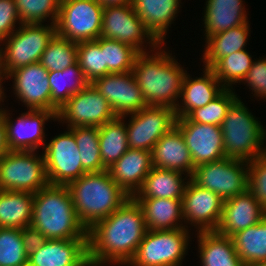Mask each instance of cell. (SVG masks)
<instances>
[{
  "label": "cell",
  "instance_id": "36",
  "mask_svg": "<svg viewBox=\"0 0 266 266\" xmlns=\"http://www.w3.org/2000/svg\"><path fill=\"white\" fill-rule=\"evenodd\" d=\"M73 134L80 151L82 167L87 173L106 170L100 157L99 128L73 127L67 128Z\"/></svg>",
  "mask_w": 266,
  "mask_h": 266
},
{
  "label": "cell",
  "instance_id": "21",
  "mask_svg": "<svg viewBox=\"0 0 266 266\" xmlns=\"http://www.w3.org/2000/svg\"><path fill=\"white\" fill-rule=\"evenodd\" d=\"M266 216V209L247 189L223 203L222 216L217 232L232 237L234 234L259 223Z\"/></svg>",
  "mask_w": 266,
  "mask_h": 266
},
{
  "label": "cell",
  "instance_id": "26",
  "mask_svg": "<svg viewBox=\"0 0 266 266\" xmlns=\"http://www.w3.org/2000/svg\"><path fill=\"white\" fill-rule=\"evenodd\" d=\"M204 8L205 40L249 22L243 0H207Z\"/></svg>",
  "mask_w": 266,
  "mask_h": 266
},
{
  "label": "cell",
  "instance_id": "33",
  "mask_svg": "<svg viewBox=\"0 0 266 266\" xmlns=\"http://www.w3.org/2000/svg\"><path fill=\"white\" fill-rule=\"evenodd\" d=\"M99 128L100 157L107 170L129 149L124 117L117 116Z\"/></svg>",
  "mask_w": 266,
  "mask_h": 266
},
{
  "label": "cell",
  "instance_id": "19",
  "mask_svg": "<svg viewBox=\"0 0 266 266\" xmlns=\"http://www.w3.org/2000/svg\"><path fill=\"white\" fill-rule=\"evenodd\" d=\"M6 79H13V93L27 109L51 111V90L48 70L40 62L11 71Z\"/></svg>",
  "mask_w": 266,
  "mask_h": 266
},
{
  "label": "cell",
  "instance_id": "1",
  "mask_svg": "<svg viewBox=\"0 0 266 266\" xmlns=\"http://www.w3.org/2000/svg\"><path fill=\"white\" fill-rule=\"evenodd\" d=\"M146 231L142 209L131 197L87 230V256L94 265L127 266Z\"/></svg>",
  "mask_w": 266,
  "mask_h": 266
},
{
  "label": "cell",
  "instance_id": "9",
  "mask_svg": "<svg viewBox=\"0 0 266 266\" xmlns=\"http://www.w3.org/2000/svg\"><path fill=\"white\" fill-rule=\"evenodd\" d=\"M103 9L97 0H61L56 34L77 43L97 40L101 35Z\"/></svg>",
  "mask_w": 266,
  "mask_h": 266
},
{
  "label": "cell",
  "instance_id": "40",
  "mask_svg": "<svg viewBox=\"0 0 266 266\" xmlns=\"http://www.w3.org/2000/svg\"><path fill=\"white\" fill-rule=\"evenodd\" d=\"M77 59L89 83L98 77L110 73L107 67L104 66V51H101V37L94 41L78 42Z\"/></svg>",
  "mask_w": 266,
  "mask_h": 266
},
{
  "label": "cell",
  "instance_id": "17",
  "mask_svg": "<svg viewBox=\"0 0 266 266\" xmlns=\"http://www.w3.org/2000/svg\"><path fill=\"white\" fill-rule=\"evenodd\" d=\"M91 84L107 100L117 116L138 112L148 106L132 71L109 73Z\"/></svg>",
  "mask_w": 266,
  "mask_h": 266
},
{
  "label": "cell",
  "instance_id": "14",
  "mask_svg": "<svg viewBox=\"0 0 266 266\" xmlns=\"http://www.w3.org/2000/svg\"><path fill=\"white\" fill-rule=\"evenodd\" d=\"M45 144L43 155L49 184L68 185L87 173L80 158L74 134L67 129Z\"/></svg>",
  "mask_w": 266,
  "mask_h": 266
},
{
  "label": "cell",
  "instance_id": "43",
  "mask_svg": "<svg viewBox=\"0 0 266 266\" xmlns=\"http://www.w3.org/2000/svg\"><path fill=\"white\" fill-rule=\"evenodd\" d=\"M248 190L266 209V152L248 162Z\"/></svg>",
  "mask_w": 266,
  "mask_h": 266
},
{
  "label": "cell",
  "instance_id": "37",
  "mask_svg": "<svg viewBox=\"0 0 266 266\" xmlns=\"http://www.w3.org/2000/svg\"><path fill=\"white\" fill-rule=\"evenodd\" d=\"M78 43L55 34L42 53L40 64L48 71L64 70L77 63Z\"/></svg>",
  "mask_w": 266,
  "mask_h": 266
},
{
  "label": "cell",
  "instance_id": "23",
  "mask_svg": "<svg viewBox=\"0 0 266 266\" xmlns=\"http://www.w3.org/2000/svg\"><path fill=\"white\" fill-rule=\"evenodd\" d=\"M153 167L181 172L191 178L194 165L181 131L174 126L151 150ZM187 173V174H186Z\"/></svg>",
  "mask_w": 266,
  "mask_h": 266
},
{
  "label": "cell",
  "instance_id": "30",
  "mask_svg": "<svg viewBox=\"0 0 266 266\" xmlns=\"http://www.w3.org/2000/svg\"><path fill=\"white\" fill-rule=\"evenodd\" d=\"M250 29L249 22H246L208 37L202 56L204 67L212 68L224 56L246 49Z\"/></svg>",
  "mask_w": 266,
  "mask_h": 266
},
{
  "label": "cell",
  "instance_id": "15",
  "mask_svg": "<svg viewBox=\"0 0 266 266\" xmlns=\"http://www.w3.org/2000/svg\"><path fill=\"white\" fill-rule=\"evenodd\" d=\"M9 111L1 106L9 151H37L41 146L45 147V122L57 121V114L49 110L28 109L13 121Z\"/></svg>",
  "mask_w": 266,
  "mask_h": 266
},
{
  "label": "cell",
  "instance_id": "41",
  "mask_svg": "<svg viewBox=\"0 0 266 266\" xmlns=\"http://www.w3.org/2000/svg\"><path fill=\"white\" fill-rule=\"evenodd\" d=\"M235 89H224L204 107L193 110L187 117L192 122L221 126L231 103L238 97Z\"/></svg>",
  "mask_w": 266,
  "mask_h": 266
},
{
  "label": "cell",
  "instance_id": "49",
  "mask_svg": "<svg viewBox=\"0 0 266 266\" xmlns=\"http://www.w3.org/2000/svg\"><path fill=\"white\" fill-rule=\"evenodd\" d=\"M3 80H6V77L4 76V73L2 71L1 62H0V106H1V102H4V99L6 98L5 92H4V87L2 85Z\"/></svg>",
  "mask_w": 266,
  "mask_h": 266
},
{
  "label": "cell",
  "instance_id": "46",
  "mask_svg": "<svg viewBox=\"0 0 266 266\" xmlns=\"http://www.w3.org/2000/svg\"><path fill=\"white\" fill-rule=\"evenodd\" d=\"M21 235L28 256L37 251L47 241L46 237L32 225L21 229Z\"/></svg>",
  "mask_w": 266,
  "mask_h": 266
},
{
  "label": "cell",
  "instance_id": "47",
  "mask_svg": "<svg viewBox=\"0 0 266 266\" xmlns=\"http://www.w3.org/2000/svg\"><path fill=\"white\" fill-rule=\"evenodd\" d=\"M9 151L6 143L5 126L0 107V158Z\"/></svg>",
  "mask_w": 266,
  "mask_h": 266
},
{
  "label": "cell",
  "instance_id": "7",
  "mask_svg": "<svg viewBox=\"0 0 266 266\" xmlns=\"http://www.w3.org/2000/svg\"><path fill=\"white\" fill-rule=\"evenodd\" d=\"M189 232V228L147 230L127 266H181L190 248Z\"/></svg>",
  "mask_w": 266,
  "mask_h": 266
},
{
  "label": "cell",
  "instance_id": "24",
  "mask_svg": "<svg viewBox=\"0 0 266 266\" xmlns=\"http://www.w3.org/2000/svg\"><path fill=\"white\" fill-rule=\"evenodd\" d=\"M153 168L151 152L141 149H128L122 157L109 167L112 180L120 186L129 197L140 189L144 179Z\"/></svg>",
  "mask_w": 266,
  "mask_h": 266
},
{
  "label": "cell",
  "instance_id": "11",
  "mask_svg": "<svg viewBox=\"0 0 266 266\" xmlns=\"http://www.w3.org/2000/svg\"><path fill=\"white\" fill-rule=\"evenodd\" d=\"M100 37L120 41L139 53H147V44L150 52L160 45L134 12L132 5L104 7ZM144 43H147L146 46Z\"/></svg>",
  "mask_w": 266,
  "mask_h": 266
},
{
  "label": "cell",
  "instance_id": "6",
  "mask_svg": "<svg viewBox=\"0 0 266 266\" xmlns=\"http://www.w3.org/2000/svg\"><path fill=\"white\" fill-rule=\"evenodd\" d=\"M47 25L21 24L0 42V62L5 77L15 69L40 62L42 53L56 34L55 25Z\"/></svg>",
  "mask_w": 266,
  "mask_h": 266
},
{
  "label": "cell",
  "instance_id": "28",
  "mask_svg": "<svg viewBox=\"0 0 266 266\" xmlns=\"http://www.w3.org/2000/svg\"><path fill=\"white\" fill-rule=\"evenodd\" d=\"M196 235L201 266H245L231 237L217 231H199Z\"/></svg>",
  "mask_w": 266,
  "mask_h": 266
},
{
  "label": "cell",
  "instance_id": "18",
  "mask_svg": "<svg viewBox=\"0 0 266 266\" xmlns=\"http://www.w3.org/2000/svg\"><path fill=\"white\" fill-rule=\"evenodd\" d=\"M224 200L210 190L204 189L188 180L182 207L184 224L188 223L196 231H216L222 216Z\"/></svg>",
  "mask_w": 266,
  "mask_h": 266
},
{
  "label": "cell",
  "instance_id": "48",
  "mask_svg": "<svg viewBox=\"0 0 266 266\" xmlns=\"http://www.w3.org/2000/svg\"><path fill=\"white\" fill-rule=\"evenodd\" d=\"M132 5V0H103V7Z\"/></svg>",
  "mask_w": 266,
  "mask_h": 266
},
{
  "label": "cell",
  "instance_id": "16",
  "mask_svg": "<svg viewBox=\"0 0 266 266\" xmlns=\"http://www.w3.org/2000/svg\"><path fill=\"white\" fill-rule=\"evenodd\" d=\"M175 126L181 131L194 167L225 158L221 126L192 122L188 117L177 118Z\"/></svg>",
  "mask_w": 266,
  "mask_h": 266
},
{
  "label": "cell",
  "instance_id": "35",
  "mask_svg": "<svg viewBox=\"0 0 266 266\" xmlns=\"http://www.w3.org/2000/svg\"><path fill=\"white\" fill-rule=\"evenodd\" d=\"M249 52L244 49L221 58L211 69L225 89H233L241 83L253 65Z\"/></svg>",
  "mask_w": 266,
  "mask_h": 266
},
{
  "label": "cell",
  "instance_id": "34",
  "mask_svg": "<svg viewBox=\"0 0 266 266\" xmlns=\"http://www.w3.org/2000/svg\"><path fill=\"white\" fill-rule=\"evenodd\" d=\"M231 238L244 265L266 262V216Z\"/></svg>",
  "mask_w": 266,
  "mask_h": 266
},
{
  "label": "cell",
  "instance_id": "29",
  "mask_svg": "<svg viewBox=\"0 0 266 266\" xmlns=\"http://www.w3.org/2000/svg\"><path fill=\"white\" fill-rule=\"evenodd\" d=\"M182 175L178 171L153 167L132 198L182 199L190 180L189 176Z\"/></svg>",
  "mask_w": 266,
  "mask_h": 266
},
{
  "label": "cell",
  "instance_id": "8",
  "mask_svg": "<svg viewBox=\"0 0 266 266\" xmlns=\"http://www.w3.org/2000/svg\"><path fill=\"white\" fill-rule=\"evenodd\" d=\"M37 151H8L0 158V190L36 193L49 182L44 155Z\"/></svg>",
  "mask_w": 266,
  "mask_h": 266
},
{
  "label": "cell",
  "instance_id": "31",
  "mask_svg": "<svg viewBox=\"0 0 266 266\" xmlns=\"http://www.w3.org/2000/svg\"><path fill=\"white\" fill-rule=\"evenodd\" d=\"M34 193L0 190V228L23 229L31 225Z\"/></svg>",
  "mask_w": 266,
  "mask_h": 266
},
{
  "label": "cell",
  "instance_id": "44",
  "mask_svg": "<svg viewBox=\"0 0 266 266\" xmlns=\"http://www.w3.org/2000/svg\"><path fill=\"white\" fill-rule=\"evenodd\" d=\"M253 65L249 69L242 83L247 84L254 97L259 100L266 99V57L258 60L254 59ZM261 98V99H260Z\"/></svg>",
  "mask_w": 266,
  "mask_h": 266
},
{
  "label": "cell",
  "instance_id": "38",
  "mask_svg": "<svg viewBox=\"0 0 266 266\" xmlns=\"http://www.w3.org/2000/svg\"><path fill=\"white\" fill-rule=\"evenodd\" d=\"M101 51H104V66L110 73H126L133 69L140 54L135 48L113 39L101 37Z\"/></svg>",
  "mask_w": 266,
  "mask_h": 266
},
{
  "label": "cell",
  "instance_id": "50",
  "mask_svg": "<svg viewBox=\"0 0 266 266\" xmlns=\"http://www.w3.org/2000/svg\"><path fill=\"white\" fill-rule=\"evenodd\" d=\"M245 266H266V262L251 264V265H245Z\"/></svg>",
  "mask_w": 266,
  "mask_h": 266
},
{
  "label": "cell",
  "instance_id": "42",
  "mask_svg": "<svg viewBox=\"0 0 266 266\" xmlns=\"http://www.w3.org/2000/svg\"><path fill=\"white\" fill-rule=\"evenodd\" d=\"M0 266H28L21 229L0 228Z\"/></svg>",
  "mask_w": 266,
  "mask_h": 266
},
{
  "label": "cell",
  "instance_id": "27",
  "mask_svg": "<svg viewBox=\"0 0 266 266\" xmlns=\"http://www.w3.org/2000/svg\"><path fill=\"white\" fill-rule=\"evenodd\" d=\"M133 199L142 209L147 230L188 228L187 225L182 223L184 221L182 199Z\"/></svg>",
  "mask_w": 266,
  "mask_h": 266
},
{
  "label": "cell",
  "instance_id": "10",
  "mask_svg": "<svg viewBox=\"0 0 266 266\" xmlns=\"http://www.w3.org/2000/svg\"><path fill=\"white\" fill-rule=\"evenodd\" d=\"M198 186L217 193L224 201L248 189V162L225 157L195 167L190 178Z\"/></svg>",
  "mask_w": 266,
  "mask_h": 266
},
{
  "label": "cell",
  "instance_id": "12",
  "mask_svg": "<svg viewBox=\"0 0 266 266\" xmlns=\"http://www.w3.org/2000/svg\"><path fill=\"white\" fill-rule=\"evenodd\" d=\"M116 117L110 104L91 83L72 95L57 113V121L67 123V128L100 127Z\"/></svg>",
  "mask_w": 266,
  "mask_h": 266
},
{
  "label": "cell",
  "instance_id": "5",
  "mask_svg": "<svg viewBox=\"0 0 266 266\" xmlns=\"http://www.w3.org/2000/svg\"><path fill=\"white\" fill-rule=\"evenodd\" d=\"M221 130L225 157L249 162L266 152V129L239 96L229 106Z\"/></svg>",
  "mask_w": 266,
  "mask_h": 266
},
{
  "label": "cell",
  "instance_id": "4",
  "mask_svg": "<svg viewBox=\"0 0 266 266\" xmlns=\"http://www.w3.org/2000/svg\"><path fill=\"white\" fill-rule=\"evenodd\" d=\"M67 187L74 210L87 230L131 198L112 180L108 170L85 173Z\"/></svg>",
  "mask_w": 266,
  "mask_h": 266
},
{
  "label": "cell",
  "instance_id": "22",
  "mask_svg": "<svg viewBox=\"0 0 266 266\" xmlns=\"http://www.w3.org/2000/svg\"><path fill=\"white\" fill-rule=\"evenodd\" d=\"M203 70L204 74L195 78L186 72L182 82L181 99L175 108L177 118L187 117L196 108L206 106L225 89L211 68L205 67Z\"/></svg>",
  "mask_w": 266,
  "mask_h": 266
},
{
  "label": "cell",
  "instance_id": "45",
  "mask_svg": "<svg viewBox=\"0 0 266 266\" xmlns=\"http://www.w3.org/2000/svg\"><path fill=\"white\" fill-rule=\"evenodd\" d=\"M17 22V23H16ZM22 24L15 0H0V42L9 37Z\"/></svg>",
  "mask_w": 266,
  "mask_h": 266
},
{
  "label": "cell",
  "instance_id": "13",
  "mask_svg": "<svg viewBox=\"0 0 266 266\" xmlns=\"http://www.w3.org/2000/svg\"><path fill=\"white\" fill-rule=\"evenodd\" d=\"M122 117H131L126 123L128 147L150 152L155 143L176 125L177 120L172 107L149 105Z\"/></svg>",
  "mask_w": 266,
  "mask_h": 266
},
{
  "label": "cell",
  "instance_id": "51",
  "mask_svg": "<svg viewBox=\"0 0 266 266\" xmlns=\"http://www.w3.org/2000/svg\"><path fill=\"white\" fill-rule=\"evenodd\" d=\"M103 6V0H97Z\"/></svg>",
  "mask_w": 266,
  "mask_h": 266
},
{
  "label": "cell",
  "instance_id": "20",
  "mask_svg": "<svg viewBox=\"0 0 266 266\" xmlns=\"http://www.w3.org/2000/svg\"><path fill=\"white\" fill-rule=\"evenodd\" d=\"M87 238L47 240L28 256V266H90Z\"/></svg>",
  "mask_w": 266,
  "mask_h": 266
},
{
  "label": "cell",
  "instance_id": "32",
  "mask_svg": "<svg viewBox=\"0 0 266 266\" xmlns=\"http://www.w3.org/2000/svg\"><path fill=\"white\" fill-rule=\"evenodd\" d=\"M48 80L51 90V111L56 114L72 95L89 84L78 62L64 70L48 71Z\"/></svg>",
  "mask_w": 266,
  "mask_h": 266
},
{
  "label": "cell",
  "instance_id": "25",
  "mask_svg": "<svg viewBox=\"0 0 266 266\" xmlns=\"http://www.w3.org/2000/svg\"><path fill=\"white\" fill-rule=\"evenodd\" d=\"M180 4L181 0H132L134 12L160 44H165L169 27L180 12Z\"/></svg>",
  "mask_w": 266,
  "mask_h": 266
},
{
  "label": "cell",
  "instance_id": "2",
  "mask_svg": "<svg viewBox=\"0 0 266 266\" xmlns=\"http://www.w3.org/2000/svg\"><path fill=\"white\" fill-rule=\"evenodd\" d=\"M163 46L164 44H160L156 52L140 53L135 60L132 73L149 106L175 109L187 71L183 69L184 66L181 67L172 53L162 49Z\"/></svg>",
  "mask_w": 266,
  "mask_h": 266
},
{
  "label": "cell",
  "instance_id": "39",
  "mask_svg": "<svg viewBox=\"0 0 266 266\" xmlns=\"http://www.w3.org/2000/svg\"><path fill=\"white\" fill-rule=\"evenodd\" d=\"M61 0H15L16 9L22 24L56 23Z\"/></svg>",
  "mask_w": 266,
  "mask_h": 266
},
{
  "label": "cell",
  "instance_id": "3",
  "mask_svg": "<svg viewBox=\"0 0 266 266\" xmlns=\"http://www.w3.org/2000/svg\"><path fill=\"white\" fill-rule=\"evenodd\" d=\"M31 225L47 240L87 238L67 185L48 184L34 193Z\"/></svg>",
  "mask_w": 266,
  "mask_h": 266
}]
</instances>
